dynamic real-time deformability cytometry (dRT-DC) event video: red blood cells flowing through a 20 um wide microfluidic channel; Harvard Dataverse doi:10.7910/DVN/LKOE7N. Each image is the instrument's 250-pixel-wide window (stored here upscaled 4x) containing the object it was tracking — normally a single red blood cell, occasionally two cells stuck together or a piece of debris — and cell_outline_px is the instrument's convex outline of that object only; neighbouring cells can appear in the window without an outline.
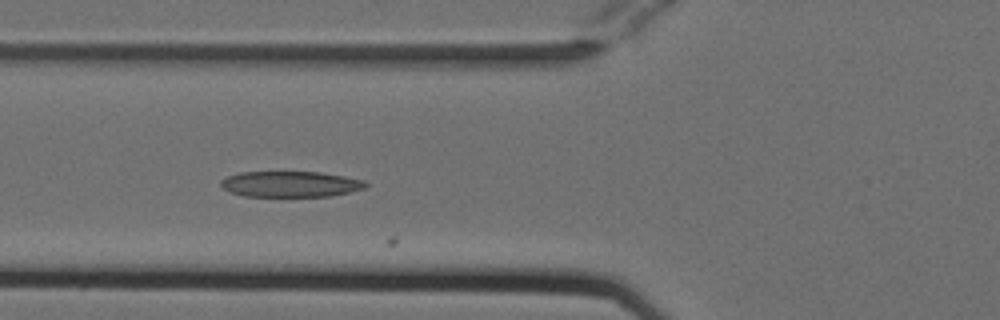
{"species": "Egyptian fruit bat (a non-hibernating species)", "species_latin": "Rousettus aegyptiacus", "temperature_condition": "cold", "stored_images_in_passage": 12, "camera_frame_rate_fps": 3000, "um_per_image_px": 0.085, "animal": {"sex": "female"}, "frame": {"image": 1, "passage_image": 10, "time_ms": 3.0, "image_size_px": [1000, 320], "cell_outline_px": [[368, 184], [364, 188], [348, 192], [328, 196], [244, 196], [228, 192], [220, 184], [220, 180], [228, 176], [240, 172], [320, 172], [344, 176], [364, 180]], "centroid_in_image_um": [24.66, 15.64], "position_along_channel_um": 101.1, "area_um2": 21.68}}